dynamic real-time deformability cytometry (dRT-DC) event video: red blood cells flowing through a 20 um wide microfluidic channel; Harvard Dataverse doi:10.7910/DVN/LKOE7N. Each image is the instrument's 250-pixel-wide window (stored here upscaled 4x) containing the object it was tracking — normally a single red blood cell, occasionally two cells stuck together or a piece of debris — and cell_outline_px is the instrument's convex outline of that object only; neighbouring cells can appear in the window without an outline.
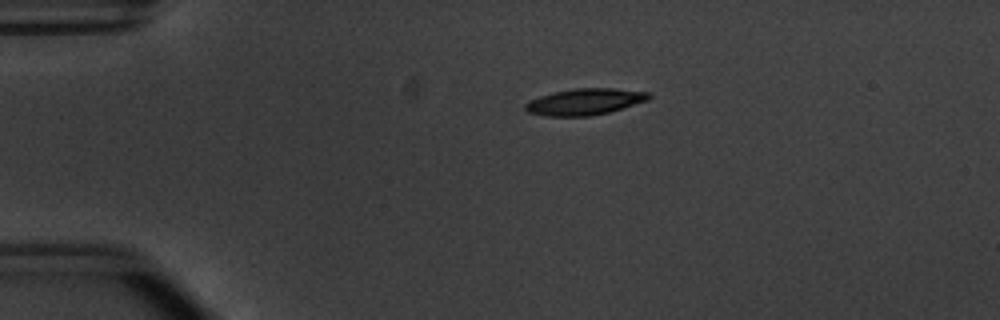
{"species": "common noctule bat (a hibernating species)", "species_latin": "Nyctalus noctula", "temperature_condition": "warm", "stored_images_in_passage": 49, "camera_frame_rate_fps": 3000, "um_per_image_px": 0.085, "animal": {"sex": "male", "body_mass_g": 20.1, "forearm_length_mm": 53.5}, "frame": {"image": 1, "passage_image": 7, "time_ms": 2.0, "image_size_px": [1000, 320], "cell_outline_px": [[652, 96], [648, 100], [608, 112], [588, 116], [544, 116], [528, 112], [524, 108], [524, 104], [540, 96], [572, 88], [612, 88], [648, 92]], "centroid_in_image_um": [49.7, 8.64], "position_along_channel_um": 35.3, "area_um2": 18.79}}
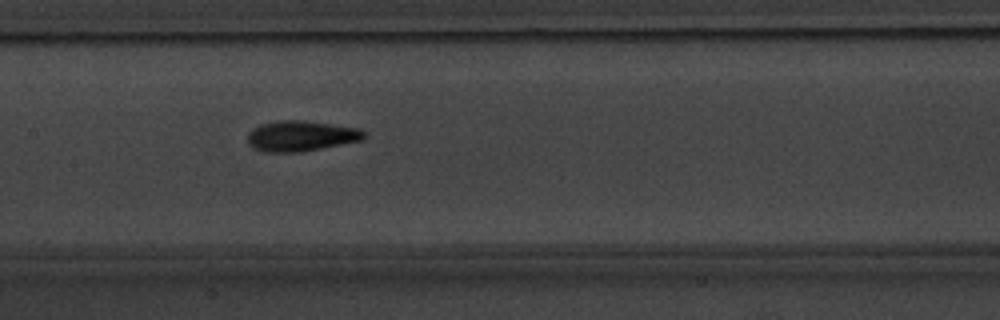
{"frame": {"image": 2, "passage_image": 22, "time_ms": 7.0, "image_size_px": [1000, 320], "cell_outline_px": [[368, 136], [364, 140], [300, 152], [264, 152], [252, 148], [248, 144], [248, 132], [252, 128], [260, 124], [276, 120], [304, 120], [360, 128]], "centroid_in_image_um": [25.58, 11.55], "position_along_channel_um": 181.8, "area_um2": 21.04}}
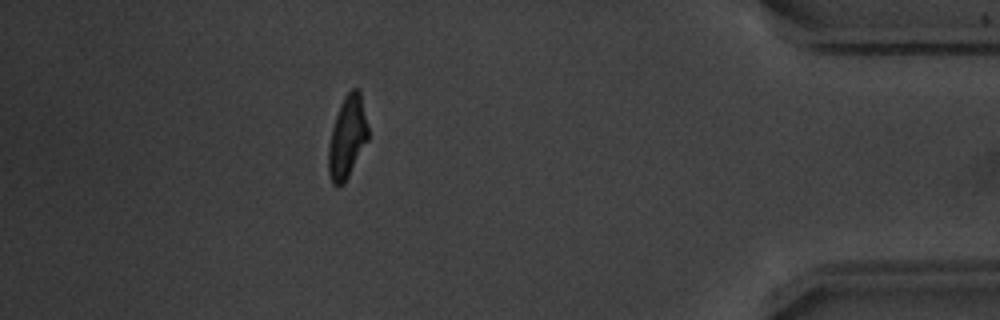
{"frame": {"image": 3, "passage_image": 43, "time_ms": 14.0, "image_size_px": [1000, 320], "cell_outline_px": [[368, 140], [344, 184], [336, 188], [332, 184], [328, 172], [328, 148], [332, 128], [340, 104], [344, 96], [352, 88], [360, 88], [368, 128]], "centroid_in_image_um": [29.51, 11.67], "position_along_channel_um": 405.7, "area_um2": 19.13}, "authors_computed_cell_mechanics": {"area_um2": 19.1318, "velocity_mm_per_s": 3.8137, "shape_relaxation_time_tau1_ms": 2.8438, "shape_relaxation_time_tau2_ms": 2.6454, "deformation_change_tau1": 0.1708, "deformation_change_tau2": 0.0969}}